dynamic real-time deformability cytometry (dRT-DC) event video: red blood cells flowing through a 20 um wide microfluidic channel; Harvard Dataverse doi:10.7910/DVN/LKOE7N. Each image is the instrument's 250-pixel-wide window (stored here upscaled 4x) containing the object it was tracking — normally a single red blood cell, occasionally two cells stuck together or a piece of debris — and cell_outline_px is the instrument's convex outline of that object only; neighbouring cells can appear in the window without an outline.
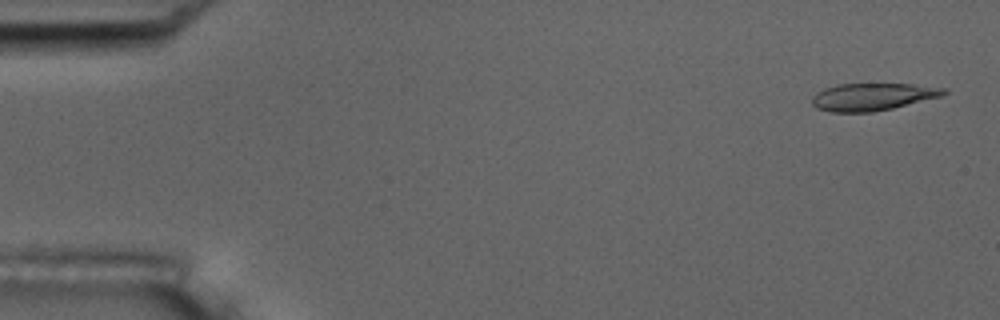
{"species": "common noctule bat (a hibernating species)", "species_latin": "Nyctalus noctula", "temperature_condition": "room temperature", "stored_images_in_passage": 4, "camera_frame_rate_fps": 3000, "um_per_image_px": 0.085, "animal": {"sex": "male", "body_mass_g": 17.5, "forearm_length_mm": 52.3}, "frame": {"image": 1, "passage_image": 1, "time_ms": 0.0, "image_size_px": [1000, 320], "cell_outline_px": [[948, 92], [940, 96], [892, 108], [872, 112], [828, 112], [816, 108], [812, 104], [812, 96], [816, 92], [824, 88], [836, 84], [912, 84], [948, 88]], "centroid_in_image_um": [74.12, 8.22], "position_along_channel_um": 10.9, "area_um2": 21.04}}